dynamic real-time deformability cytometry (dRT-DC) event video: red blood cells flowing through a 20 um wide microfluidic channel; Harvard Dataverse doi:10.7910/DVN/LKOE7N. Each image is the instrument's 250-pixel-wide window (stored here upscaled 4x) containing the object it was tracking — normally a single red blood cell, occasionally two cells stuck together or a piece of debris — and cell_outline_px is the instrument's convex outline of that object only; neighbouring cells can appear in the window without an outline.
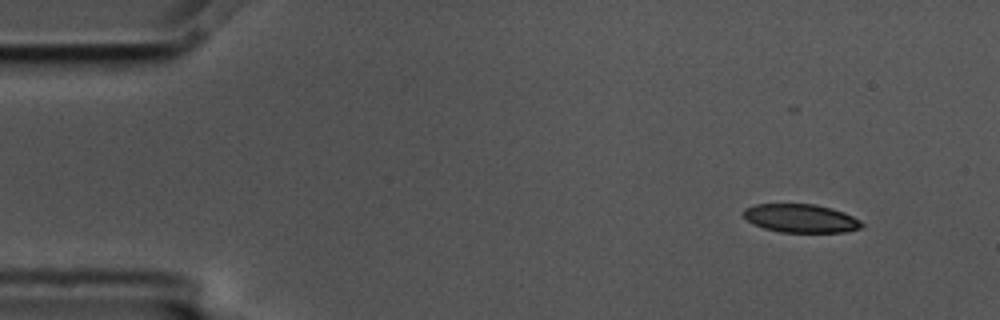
{"species": "common noctule bat (a hibernating species)", "species_latin": "Nyctalus noctula", "temperature_condition": "cold", "stored_images_in_passage": 52, "camera_frame_rate_fps": 3000, "um_per_image_px": 0.085, "animal": {"sex": "male", "body_mass_g": 17.5, "forearm_length_mm": 52.3}, "frame": {"image": 1, "passage_image": 1, "time_ms": 0.0, "image_size_px": [1000, 320], "cell_outline_px": [[864, 228], [844, 232], [780, 232], [764, 228], [752, 224], [740, 212], [744, 208], [756, 204], [816, 204], [832, 208], [844, 212], [860, 220], [864, 224]], "centroid_in_image_um": [68.07, 18.55], "position_along_channel_um": 16.9, "area_um2": 19.83}}
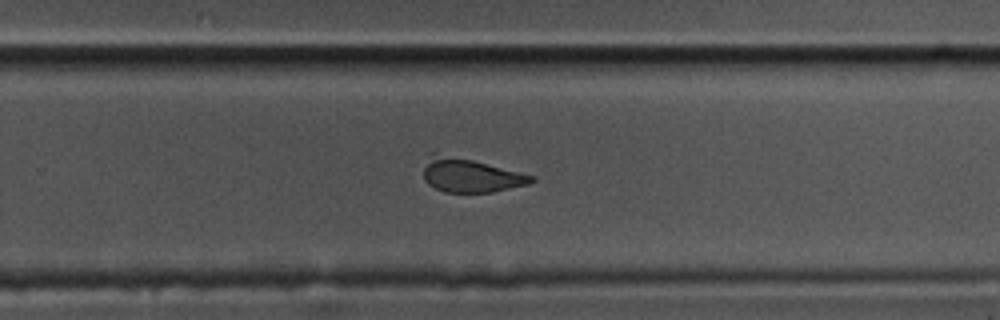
{"frame": {"image": 2, "passage_image": 32, "time_ms": 10.333, "image_size_px": [1000, 320], "cell_outline_px": [[536, 180], [528, 184], [492, 192], [444, 192], [428, 184], [424, 180], [424, 168], [428, 152], [432, 152], [472, 160], [536, 176]], "centroid_in_image_um": [39.96, 14.89], "position_along_channel_um": 289.8, "area_um2": 21.21}}
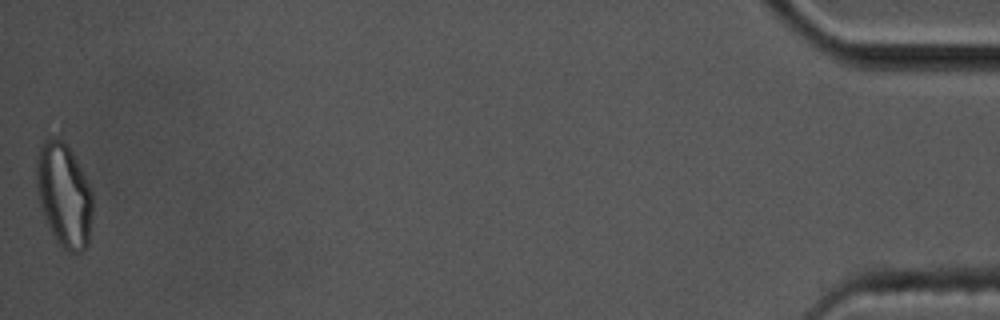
{"frame": {"image": 3, "passage_image": 52, "time_ms": 17.0, "image_size_px": [1000, 320], "cell_outline_px": [[92, 216], [88, 244], [80, 252], [72, 252], [64, 248], [56, 240], [44, 216], [40, 204], [36, 184], [36, 156], [44, 140], [48, 136], [56, 136], [72, 152], [92, 192]], "centroid_in_image_um": [5.43, 16.56], "position_along_channel_um": 429.8, "area_um2": 33.64}}